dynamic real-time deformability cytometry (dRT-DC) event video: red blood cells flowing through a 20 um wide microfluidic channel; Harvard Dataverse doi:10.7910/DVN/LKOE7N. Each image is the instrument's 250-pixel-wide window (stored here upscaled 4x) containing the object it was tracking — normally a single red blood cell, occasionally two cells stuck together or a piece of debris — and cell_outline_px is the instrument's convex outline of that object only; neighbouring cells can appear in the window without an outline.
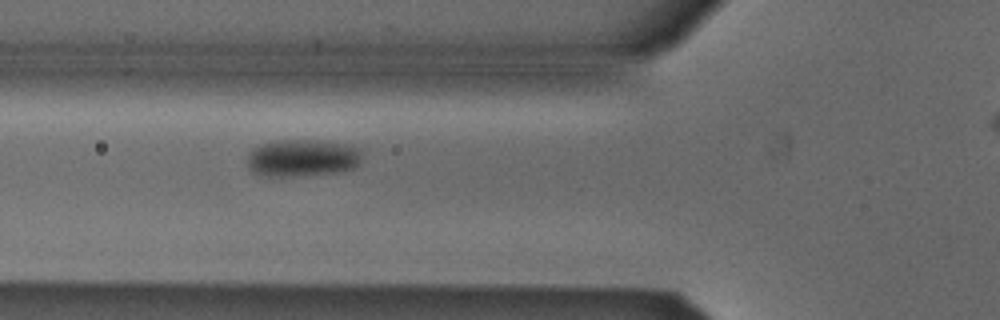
{"species": "Egyptian fruit bat (a non-hibernating species)", "species_latin": "Rousettus aegyptiacus", "temperature_condition": "cold", "stored_images_in_passage": 32, "camera_frame_rate_fps": 3000, "um_per_image_px": 0.085, "animal": {"sex": "male"}, "frame": {"image": 1, "passage_image": 4, "time_ms": 1.0, "image_size_px": [1000, 320], "cell_outline_px": [[360, 160], [356, 168], [340, 172], [284, 176], [264, 176], [252, 172], [248, 168], [248, 156], [260, 144], [276, 140], [328, 140], [348, 144], [360, 148]], "centroid_in_image_um": [25.74, 13.41], "position_along_channel_um": 100.1, "area_um2": 25.03}}
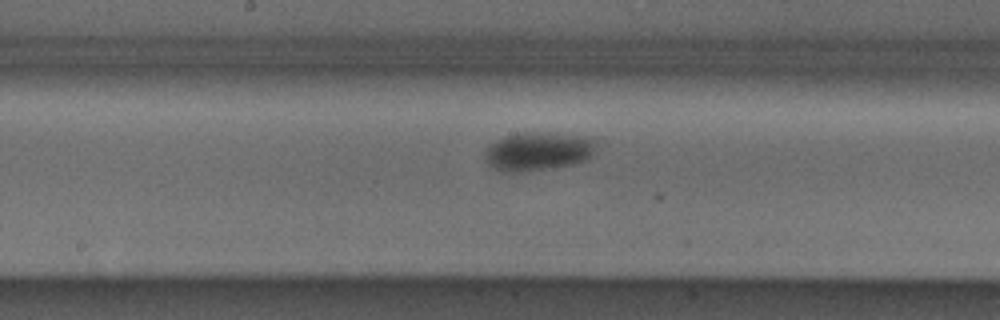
{"frame": {"image": 2, "passage_image": 12, "time_ms": 3.667, "image_size_px": [1000, 320], "cell_outline_px": [[600, 140], [592, 156], [588, 160], [572, 164], [516, 172], [504, 172], [492, 168], [484, 160], [484, 152], [488, 144], [504, 136], [520, 132], [556, 132], [592, 136]], "centroid_in_image_um": [45.79, 12.82], "position_along_channel_um": 202.4, "area_um2": 25.84}}
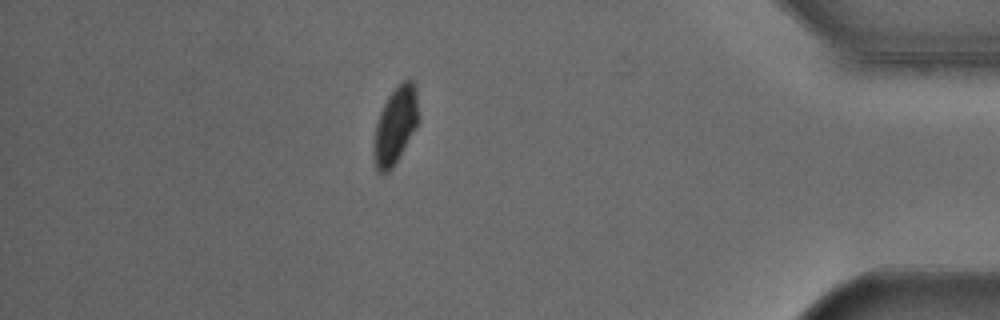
{"frame": {"image": 3, "passage_image": 31, "time_ms": 10.0, "image_size_px": [1000, 320], "cell_outline_px": [[420, 120], [416, 128], [392, 168], [388, 172], [380, 172], [376, 168], [372, 152], [376, 124], [380, 112], [388, 96], [404, 80], [412, 80], [416, 88]], "centroid_in_image_um": [33.62, 10.67], "position_along_channel_um": 401.6, "area_um2": 20.0}}